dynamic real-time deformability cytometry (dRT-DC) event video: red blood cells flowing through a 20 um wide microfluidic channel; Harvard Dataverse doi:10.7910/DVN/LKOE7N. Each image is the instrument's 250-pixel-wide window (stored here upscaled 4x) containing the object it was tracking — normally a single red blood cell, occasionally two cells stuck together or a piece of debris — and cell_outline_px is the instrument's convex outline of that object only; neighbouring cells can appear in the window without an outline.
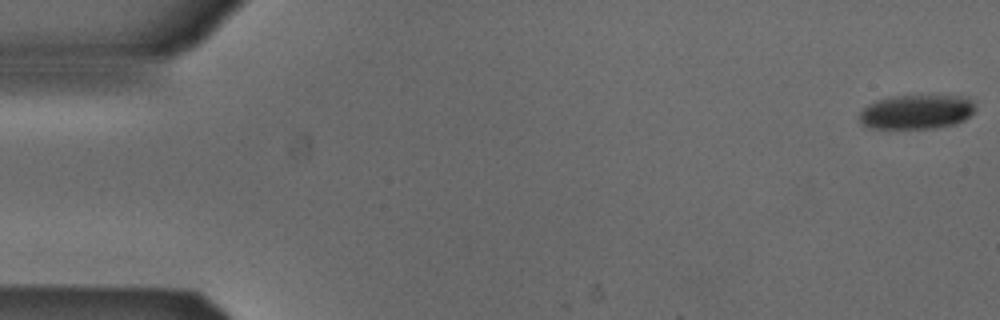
{"species": "Egyptian fruit bat (a non-hibernating species)", "species_latin": "Rousettus aegyptiacus", "temperature_condition": "cold", "stored_images_in_passage": 13, "camera_frame_rate_fps": 3000, "um_per_image_px": 0.085, "animal": {"sex": "male"}, "frame": {"image": 1, "passage_image": 1, "time_ms": 0.0, "image_size_px": [1000, 320], "cell_outline_px": [[976, 108], [964, 120], [956, 124], [932, 128], [872, 128], [864, 124], [860, 120], [860, 112], [868, 104], [876, 100], [892, 96], [968, 96], [972, 100]], "centroid_in_image_um": [77.93, 9.5], "position_along_channel_um": 7.1, "area_um2": 23.06}}